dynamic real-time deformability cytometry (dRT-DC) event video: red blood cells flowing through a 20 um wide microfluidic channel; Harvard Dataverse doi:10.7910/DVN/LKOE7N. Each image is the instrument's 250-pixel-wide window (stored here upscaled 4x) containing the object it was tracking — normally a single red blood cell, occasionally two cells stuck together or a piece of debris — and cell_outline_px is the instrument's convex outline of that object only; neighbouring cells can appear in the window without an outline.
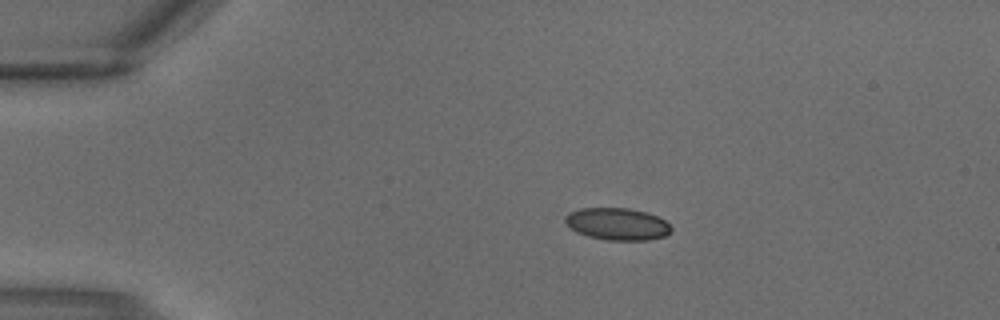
{"species": "common noctule bat (a hibernating species)", "species_latin": "Nyctalus noctula", "temperature_condition": "warm", "stored_images_in_passage": 2, "camera_frame_rate_fps": 3000, "um_per_image_px": 0.085, "animal": {"sex": "male", "body_mass_g": 18.8}, "frame": {"image": 1, "passage_image": 1, "time_ms": 0.0, "image_size_px": [1000, 320], "cell_outline_px": [[672, 232], [664, 236], [648, 240], [608, 240], [588, 236], [576, 232], [564, 220], [564, 216], [568, 212], [580, 208], [628, 208], [644, 212], [656, 216], [664, 220], [672, 228]], "centroid_in_image_um": [52.45, 19.04], "position_along_channel_um": 32.5, "area_um2": 19.77}}
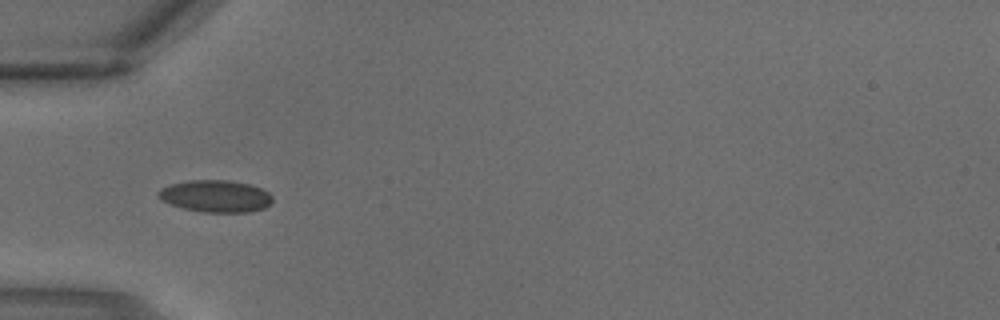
{"frame": {"image": 2, "passage_image": 2, "time_ms": 0.333, "image_size_px": [1000, 320], "cell_outline_px": [[272, 204], [264, 208], [248, 212], [204, 212], [184, 208], [160, 200], [156, 192], [160, 188], [172, 184], [188, 180], [228, 180], [248, 184], [260, 188], [268, 192], [272, 196]], "centroid_in_image_um": [18.32, 16.67], "position_along_channel_um": 66.7, "area_um2": 21.27}}